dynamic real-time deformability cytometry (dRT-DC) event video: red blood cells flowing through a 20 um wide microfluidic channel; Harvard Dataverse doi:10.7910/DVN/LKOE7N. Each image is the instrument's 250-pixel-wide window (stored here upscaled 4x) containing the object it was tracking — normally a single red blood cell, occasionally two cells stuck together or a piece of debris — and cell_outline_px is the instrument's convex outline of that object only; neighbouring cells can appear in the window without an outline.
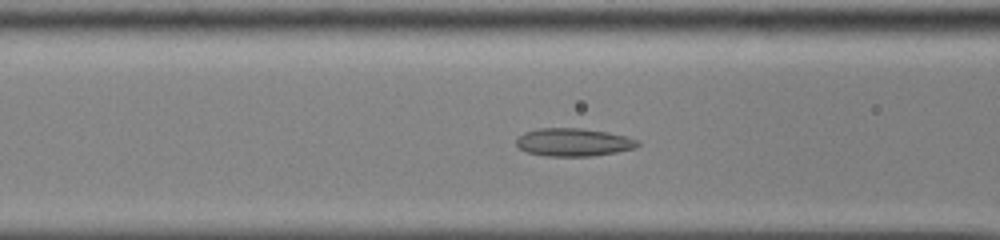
{"species": "common noctule bat (a hibernating species)", "species_latin": "Nyctalus noctula", "temperature_condition": "cold", "stored_images_in_passage": 48, "camera_frame_rate_fps": 3000, "um_per_image_px": 0.085, "animal": {"sex": "male", "body_mass_g": 13.0, "forearm_length_mm": 53.1}, "frame": {"image": 1, "passage_image": 17, "time_ms": 5.333, "image_size_px": [1000, 240], "cell_outline_px": [[640, 144], [636, 148], [616, 152], [592, 156], [544, 156], [528, 152], [520, 148], [516, 144], [516, 140], [524, 132], [536, 128], [580, 128], [608, 132], [624, 136], [636, 140]], "centroid_in_image_um": [48.73, 12.09], "position_along_channel_um": 117.9, "area_um2": 19.71}}
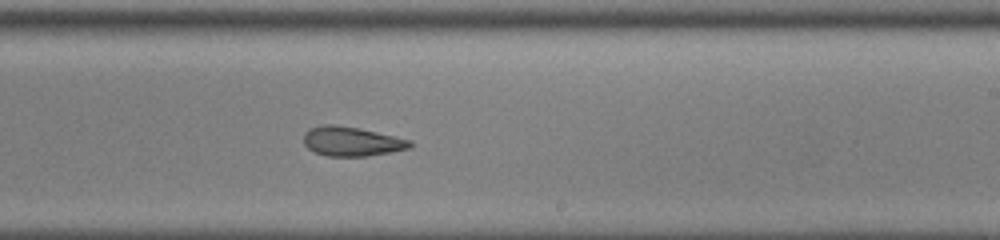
{"frame": {"image": 2, "passage_image": 28, "time_ms": 9.0, "image_size_px": [1000, 240], "cell_outline_px": [[412, 148], [392, 152], [368, 156], [328, 156], [316, 152], [308, 148], [304, 144], [304, 132], [312, 128], [324, 124], [332, 124], [356, 128], [376, 132], [412, 140]], "centroid_in_image_um": [29.92, 12.03], "position_along_channel_um": 259.1, "area_um2": 18.09}}
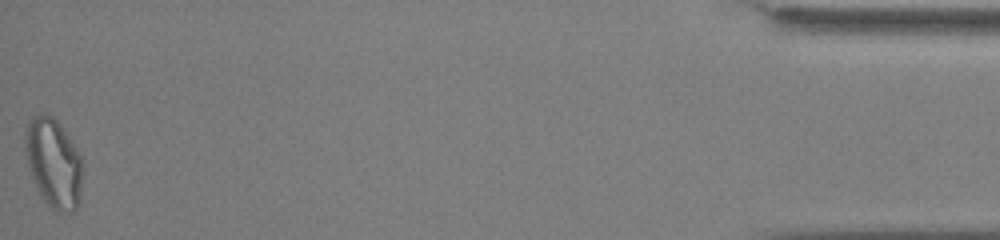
{"frame": {"image": 3, "passage_image": 48, "time_ms": 15.667, "image_size_px": [1000, 240], "cell_outline_px": [[84, 164], [80, 200], [76, 208], [72, 212], [56, 212], [40, 196], [36, 188], [28, 168], [24, 152], [24, 132], [28, 120], [32, 116], [44, 112], [52, 116], [64, 128], [80, 152]], "centroid_in_image_um": [4.56, 13.83], "position_along_channel_um": 430.6, "area_um2": 30.92}, "authors_computed_cell_mechanics": {"area_um2": 21.1548, "velocity_mm_per_s": 3.8535, "shape_relaxation_time_tau1_ms": null, "shape_relaxation_time_tau2_ms": 3.9313, "deformation_change_tau1": null, "deformation_change_tau2": 0.095}}